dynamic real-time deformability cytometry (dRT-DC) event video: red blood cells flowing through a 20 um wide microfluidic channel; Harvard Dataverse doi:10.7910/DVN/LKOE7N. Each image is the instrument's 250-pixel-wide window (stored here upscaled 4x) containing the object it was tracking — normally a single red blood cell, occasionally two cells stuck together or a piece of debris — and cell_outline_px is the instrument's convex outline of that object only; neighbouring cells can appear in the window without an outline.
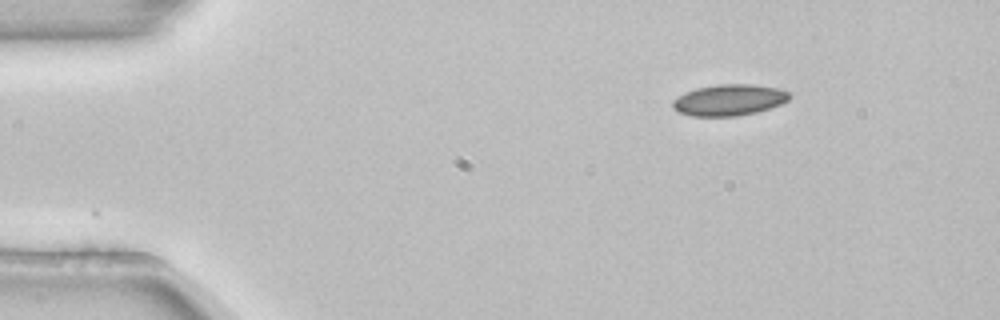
{"species": "common noctule bat (a hibernating species)", "species_latin": "Nyctalus noctula", "temperature_condition": "room temperature", "stored_images_in_passage": 47, "camera_frame_rate_fps": 3000, "um_per_image_px": 0.085, "animal": {"sex": "female", "body_mass_g": 22.7, "forearm_length_mm": 54.2}, "frame": {"image": 1, "passage_image": 1, "time_ms": 0.0, "image_size_px": [1000, 320], "cell_outline_px": [[792, 96], [788, 100], [780, 104], [756, 112], [736, 116], [692, 116], [676, 112], [672, 108], [672, 100], [684, 92], [696, 88], [720, 84], [752, 84], [776, 88], [788, 92]], "centroid_in_image_um": [61.92, 8.5], "position_along_channel_um": 23.1, "area_um2": 21.27}}
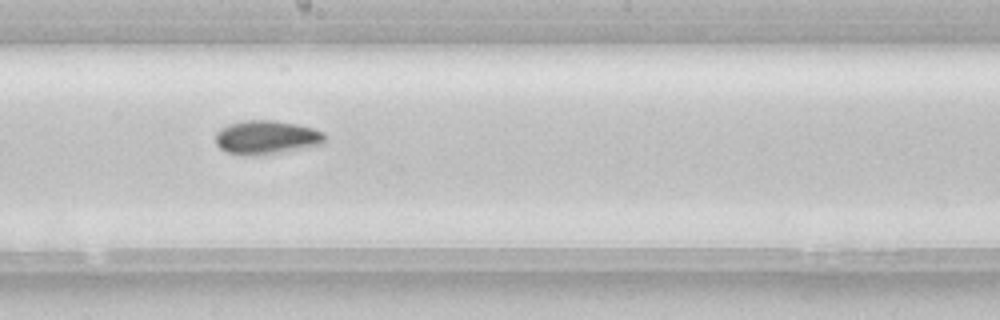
{"frame": {"image": 2, "passage_image": 23, "time_ms": 7.333, "image_size_px": [1000, 320], "cell_outline_px": [[324, 144], [280, 152], [256, 156], [244, 156], [224, 152], [216, 144], [216, 132], [220, 128], [228, 124], [244, 120], [272, 120], [296, 124], [312, 128], [324, 132]], "centroid_in_image_um": [22.6, 11.68], "position_along_channel_um": 225.6, "area_um2": 21.68}}
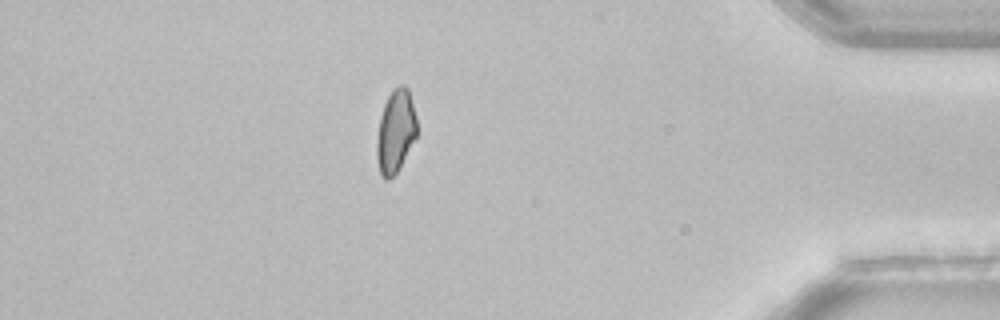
{"frame": {"image": 3, "passage_image": 40, "time_ms": 13.0, "image_size_px": [1000, 320], "cell_outline_px": [[416, 136], [396, 172], [388, 180], [384, 180], [380, 172], [376, 160], [376, 140], [380, 116], [384, 104], [392, 88], [400, 84], [404, 84], [408, 88], [416, 116]], "centroid_in_image_um": [33.59, 11.12], "position_along_channel_um": 401.6, "area_um2": 19.31}, "authors_computed_cell_mechanics": {"area_um2": 20.519, "velocity_mm_per_s": 3.8583, "shape_relaxation_time_tau1_ms": 3.176, "shape_relaxation_time_tau2_ms": null, "deformation_change_tau1": 0.0776, "deformation_change_tau2": null}}